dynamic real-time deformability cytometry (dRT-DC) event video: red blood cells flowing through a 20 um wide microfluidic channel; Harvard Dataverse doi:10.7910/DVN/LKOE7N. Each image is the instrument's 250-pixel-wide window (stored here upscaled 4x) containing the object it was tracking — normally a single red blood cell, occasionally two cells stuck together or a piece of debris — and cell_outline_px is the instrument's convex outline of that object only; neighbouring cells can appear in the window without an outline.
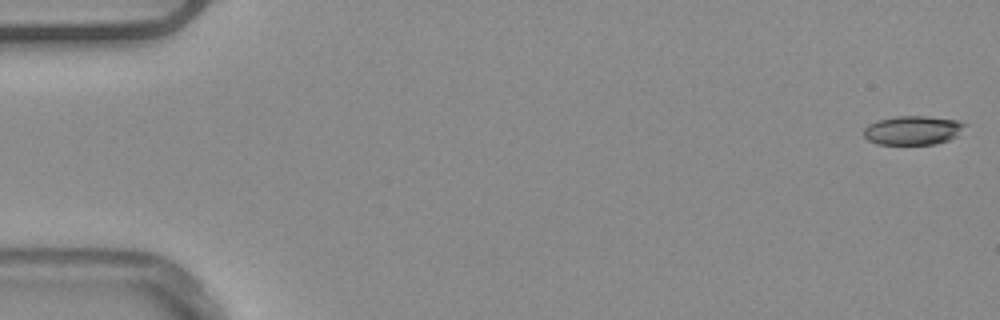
{"species": "common noctule bat (a hibernating species)", "species_latin": "Nyctalus noctula", "temperature_condition": "warm", "stored_images_in_passage": 52, "camera_frame_rate_fps": 3000, "um_per_image_px": 0.085, "animal": {"sex": "male", "body_mass_g": 20.4}, "frame": {"image": 1, "passage_image": 1, "time_ms": 0.0, "image_size_px": [1000, 320], "cell_outline_px": [[968, 124], [956, 136], [948, 140], [936, 144], [876, 144], [868, 140], [864, 136], [864, 128], [868, 124], [876, 120], [896, 116], [928, 116], [956, 120]], "centroid_in_image_um": [77.57, 11.07], "position_along_channel_um": 7.4, "area_um2": 17.17}}
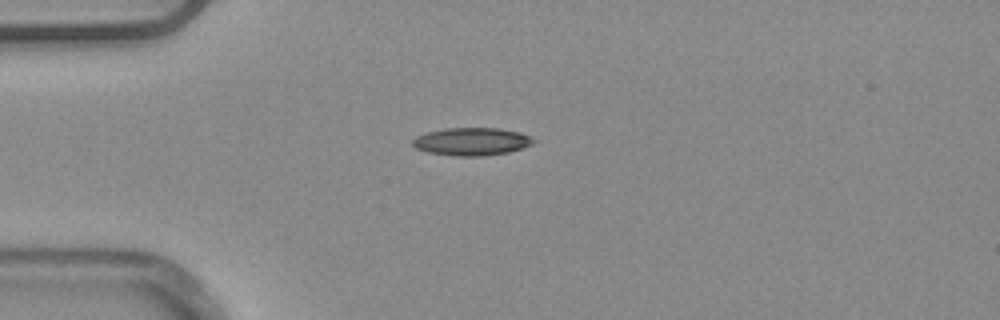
{"frame": {"image": 2, "passage_image": 14, "time_ms": 4.333, "image_size_px": [1000, 320], "cell_outline_px": [[536, 140], [532, 144], [524, 148], [508, 152], [480, 156], [456, 156], [428, 152], [416, 148], [412, 144], [412, 140], [416, 136], [428, 132], [444, 128], [496, 128], [520, 132]], "centroid_in_image_um": [40.09, 12.03], "position_along_channel_um": 44.9, "area_um2": 19.48}}
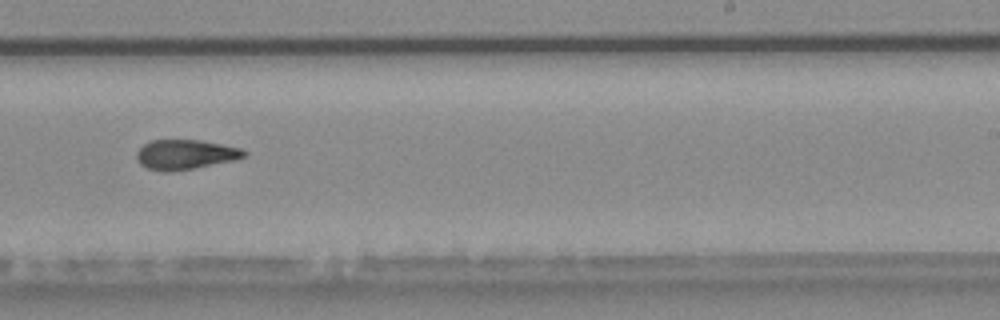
{"frame": {"image": 3, "passage_image": 33, "time_ms": 10.667, "image_size_px": [1000, 320], "cell_outline_px": [[248, 156], [236, 160], [196, 168], [172, 172], [164, 172], [148, 168], [140, 164], [136, 160], [136, 152], [144, 144], [152, 140], [200, 140], [240, 148], [248, 152]], "centroid_in_image_um": [15.77, 13.15], "position_along_channel_um": 273.2, "area_um2": 18.84}, "authors_computed_cell_mechanics": {"area_um2": 18.7272, "velocity_mm_per_s": 3.921, "shape_relaxation_time_tau1_ms": null, "shape_relaxation_time_tau2_ms": 3.7577, "deformation_change_tau1": null, "deformation_change_tau2": 0.1195}}